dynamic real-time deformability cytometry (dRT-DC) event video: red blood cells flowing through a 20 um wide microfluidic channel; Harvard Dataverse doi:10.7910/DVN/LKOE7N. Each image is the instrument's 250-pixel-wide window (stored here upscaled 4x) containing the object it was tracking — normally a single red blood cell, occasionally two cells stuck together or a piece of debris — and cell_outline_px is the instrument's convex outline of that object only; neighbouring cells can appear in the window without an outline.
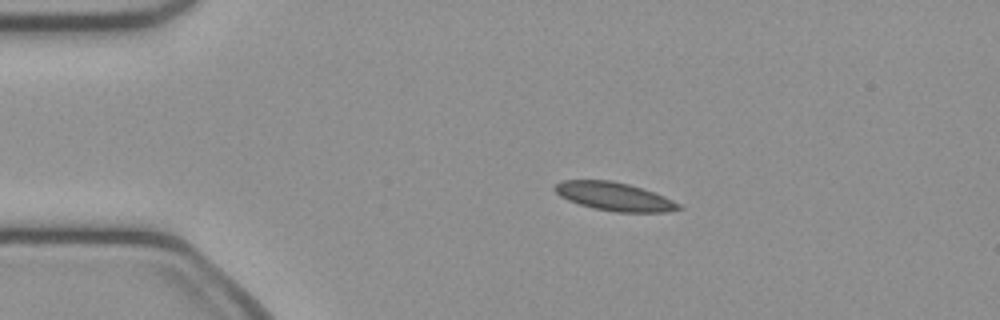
{"species": "common noctule bat (a hibernating species)", "species_latin": "Nyctalus noctula", "temperature_condition": "cold", "stored_images_in_passage": 41, "camera_frame_rate_fps": 3000, "um_per_image_px": 0.085, "animal": {"sex": "female", "body_mass_g": 21.9}, "frame": {"image": 1, "passage_image": 1, "time_ms": 0.0, "image_size_px": [1000, 320], "cell_outline_px": [[684, 208], [668, 212], [616, 212], [592, 208], [568, 200], [560, 196], [552, 188], [556, 184], [564, 180], [612, 180], [628, 184], [664, 196], [680, 204]], "centroid_in_image_um": [52.21, 16.71], "position_along_channel_um": 32.8, "area_um2": 20.4}}
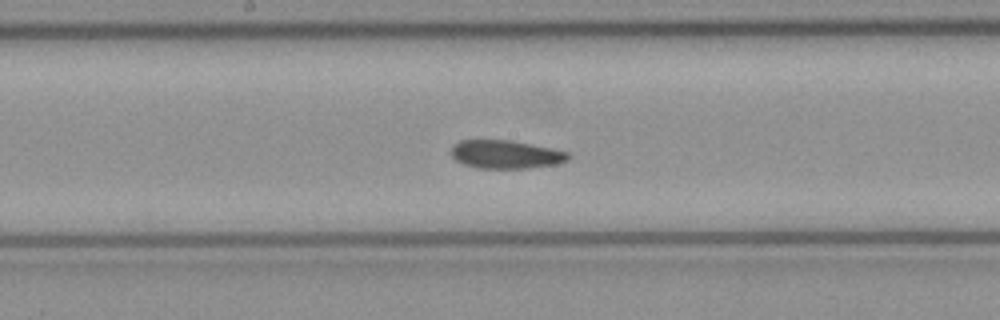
{"frame": {"image": 2, "passage_image": 17, "time_ms": 5.333, "image_size_px": [1000, 320], "cell_outline_px": [[572, 156], [568, 160], [560, 164], [528, 168], [476, 168], [464, 164], [456, 160], [452, 156], [452, 144], [460, 140], [508, 140], [552, 148], [568, 152]], "centroid_in_image_um": [43.02, 13.13], "position_along_channel_um": 205.2, "area_um2": 19.42}}
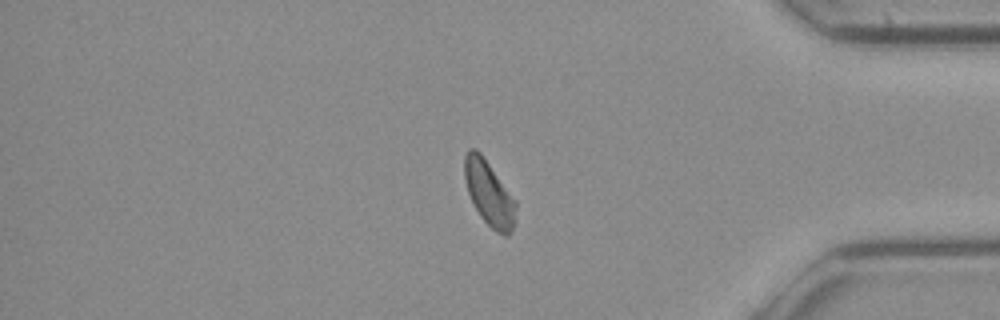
{"frame": {"image": 3, "passage_image": 33, "time_ms": 10.667, "image_size_px": [1000, 320], "cell_outline_px": [[516, 220], [508, 236], [504, 236], [496, 232], [480, 216], [468, 192], [464, 176], [464, 156], [468, 148], [476, 148], [480, 152], [516, 200]], "centroid_in_image_um": [41.58, 16.43], "position_along_channel_um": 393.6, "area_um2": 19.36}, "authors_computed_cell_mechanics": {"area_um2": 19.5942, "velocity_mm_per_s": 4.0637, "shape_relaxation_time_tau1_ms": null, "shape_relaxation_time_tau2_ms": 2.4375, "deformation_change_tau1": null, "deformation_change_tau2": 0.0597}}